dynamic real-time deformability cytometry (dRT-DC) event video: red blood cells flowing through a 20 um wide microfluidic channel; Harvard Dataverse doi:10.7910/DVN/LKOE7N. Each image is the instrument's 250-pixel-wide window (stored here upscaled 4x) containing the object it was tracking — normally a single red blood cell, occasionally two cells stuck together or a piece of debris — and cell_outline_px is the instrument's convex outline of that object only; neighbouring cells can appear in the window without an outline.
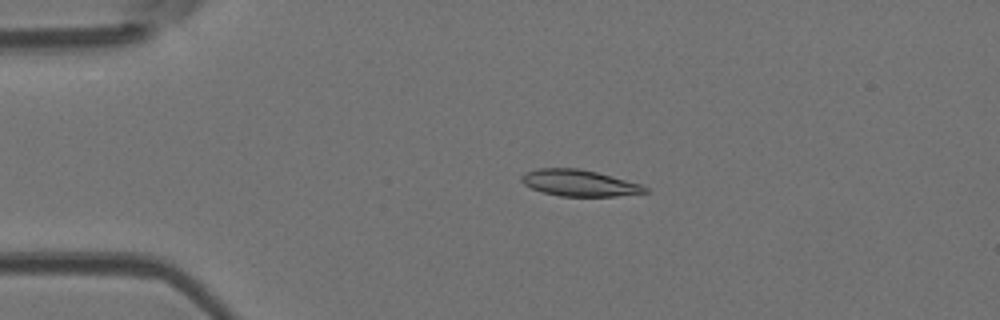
{"species": "Egyptian fruit bat (a non-hibernating species)", "species_latin": "Rousettus aegyptiacus", "temperature_condition": "room temperature", "stored_images_in_passage": 49, "camera_frame_rate_fps": 3000, "um_per_image_px": 0.085, "animal": {"sex": "female"}, "frame": {"image": 1, "passage_image": 10, "time_ms": 3.0, "image_size_px": [1000, 320], "cell_outline_px": [[648, 192], [616, 196], [560, 196], [544, 192], [532, 188], [524, 184], [520, 180], [520, 176], [524, 172], [536, 168], [580, 168], [612, 176], [640, 184], [648, 188]], "centroid_in_image_um": [49.2, 15.54], "position_along_channel_um": 35.8, "area_um2": 18.96}}
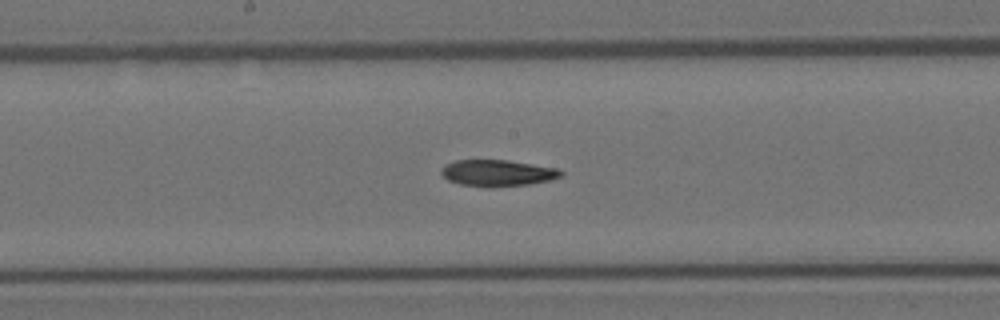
{"frame": {"image": 2, "passage_image": 26, "time_ms": 8.333, "image_size_px": [1000, 320], "cell_outline_px": [[564, 176], [548, 180], [528, 184], [460, 184], [448, 180], [440, 172], [440, 168], [456, 160], [508, 160], [560, 168], [564, 172]], "centroid_in_image_um": [42.35, 14.65], "position_along_channel_um": 205.8, "area_um2": 17.63}}
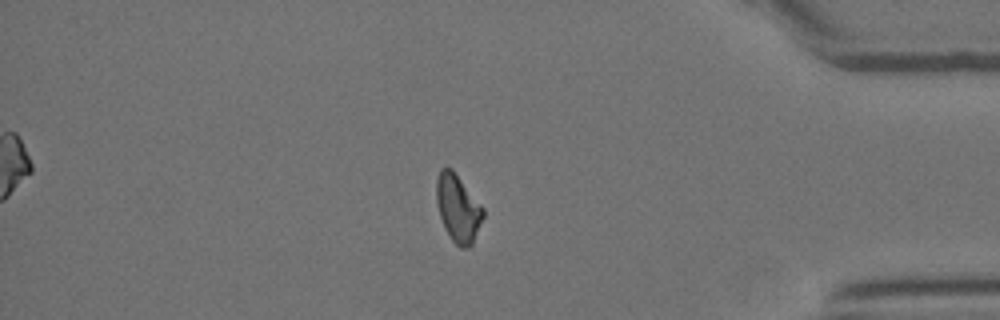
{"frame": {"image": 3, "passage_image": 43, "time_ms": 14.0, "image_size_px": [1000, 320], "cell_outline_px": [[484, 216], [472, 244], [468, 248], [460, 248], [452, 240], [444, 228], [436, 204], [436, 180], [440, 168], [452, 168], [484, 208]], "centroid_in_image_um": [38.92, 17.7], "position_along_channel_um": 396.3, "area_um2": 18.44}, "authors_computed_cell_mechanics": {"area_um2": 18.6694, "velocity_mm_per_s": 3.9162, "shape_relaxation_time_tau1_ms": 10.8953, "shape_relaxation_time_tau2_ms": null, "deformation_change_tau1": 0.2176, "deformation_change_tau2": null}}